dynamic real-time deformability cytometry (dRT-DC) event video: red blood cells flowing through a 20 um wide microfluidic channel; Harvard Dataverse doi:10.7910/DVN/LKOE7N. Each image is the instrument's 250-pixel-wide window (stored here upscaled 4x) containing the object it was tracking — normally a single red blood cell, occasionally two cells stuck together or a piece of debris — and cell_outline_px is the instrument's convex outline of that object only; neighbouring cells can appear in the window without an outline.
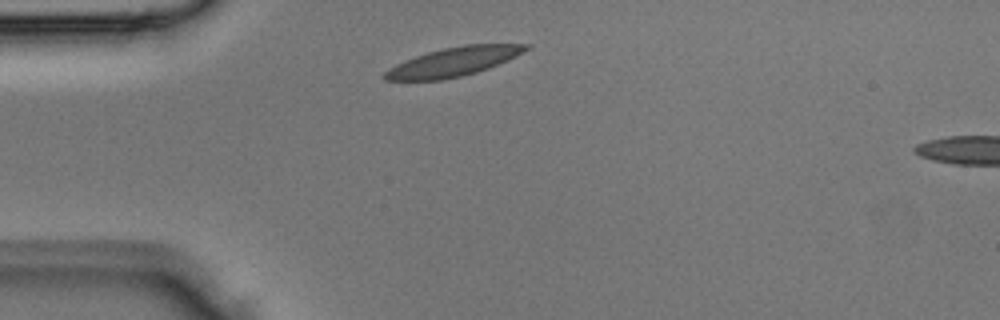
{"species": "Egyptian fruit bat (a non-hibernating species)", "species_latin": "Rousettus aegyptiacus", "temperature_condition": "room temperature", "stored_images_in_passage": 5, "camera_frame_rate_fps": 3000, "um_per_image_px": 0.085, "animal": {"sex": "male"}, "frame": {"image": 1, "passage_image": 4, "time_ms": 1.0, "image_size_px": [1000, 320], "cell_outline_px": [[532, 48], [508, 60], [488, 68], [476, 72], [460, 76], [440, 80], [384, 80], [380, 76], [388, 68], [396, 64], [416, 56], [428, 52], [444, 48], [464, 44], [532, 44]], "centroid_in_image_um": [38.56, 5.24], "position_along_channel_um": 46.4, "area_um2": 23.76}}